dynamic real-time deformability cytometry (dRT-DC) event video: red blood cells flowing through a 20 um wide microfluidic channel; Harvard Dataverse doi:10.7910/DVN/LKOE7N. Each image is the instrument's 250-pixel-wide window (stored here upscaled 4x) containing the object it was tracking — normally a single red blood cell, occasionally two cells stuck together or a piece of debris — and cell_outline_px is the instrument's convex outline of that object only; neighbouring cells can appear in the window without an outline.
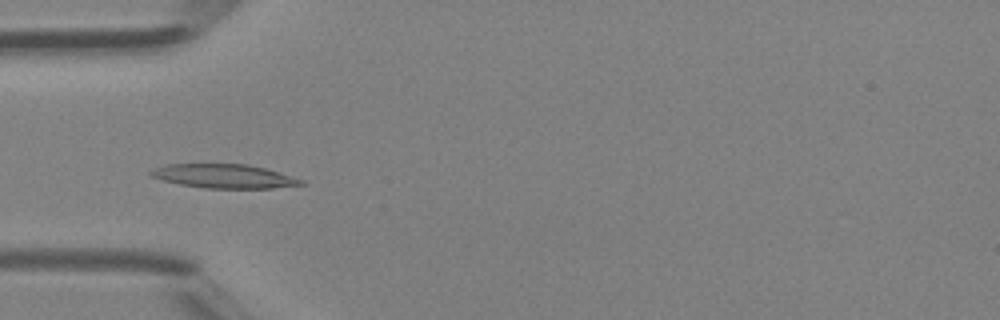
{"species": "Egyptian fruit bat (a non-hibernating species)", "species_latin": "Rousettus aegyptiacus", "temperature_condition": "room temperature", "stored_images_in_passage": 46, "camera_frame_rate_fps": 3000, "um_per_image_px": 0.085, "animal": {"sex": "female"}, "frame": {"image": 1, "passage_image": 15, "time_ms": 4.667, "image_size_px": [1000, 320], "cell_outline_px": [[304, 184], [272, 188], [204, 188], [180, 184], [164, 180], [152, 176], [148, 172], [156, 168], [168, 164], [248, 164], [264, 168], [304, 180]], "centroid_in_image_um": [19.05, 14.97], "position_along_channel_um": 66.0, "area_um2": 20.63}}
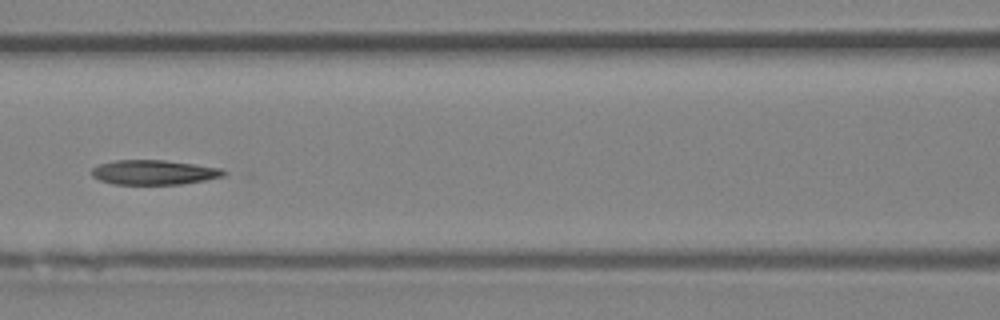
{"frame": {"image": 2, "passage_image": 21, "time_ms": 6.667, "image_size_px": [1000, 320], "cell_outline_px": [[228, 172], [224, 176], [204, 180], [180, 184], [112, 184], [100, 180], [92, 176], [92, 168], [100, 164], [112, 160], [164, 160], [220, 168]], "centroid_in_image_um": [13.06, 14.65], "position_along_channel_um": 153.5, "area_um2": 18.84}}
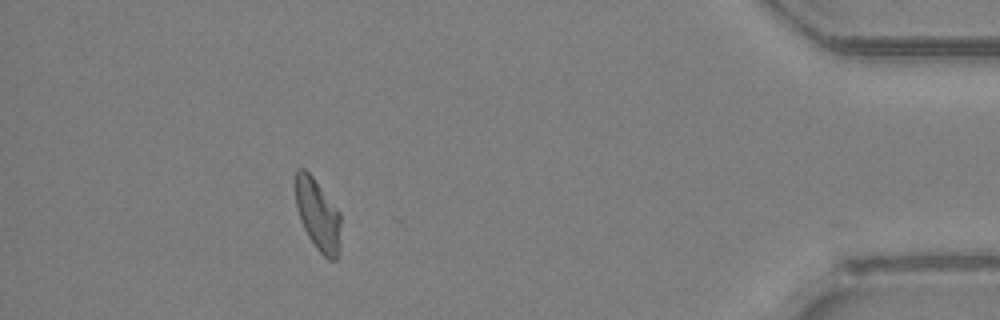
{"frame": {"image": 3, "passage_image": 42, "time_ms": 13.667, "image_size_px": [1000, 320], "cell_outline_px": [[340, 252], [336, 260], [328, 260], [316, 248], [308, 236], [300, 220], [296, 208], [296, 168], [304, 168], [312, 176], [340, 212]], "centroid_in_image_um": [27.03, 18.29], "position_along_channel_um": 408.2, "area_um2": 18.9}, "authors_computed_cell_mechanics": {"area_um2": 19.5942, "velocity_mm_per_s": 4.4154, "shape_relaxation_time_tau1_ms": 9.3841, "shape_relaxation_time_tau2_ms": null, "deformation_change_tau1": 0.2242, "deformation_change_tau2": null}}